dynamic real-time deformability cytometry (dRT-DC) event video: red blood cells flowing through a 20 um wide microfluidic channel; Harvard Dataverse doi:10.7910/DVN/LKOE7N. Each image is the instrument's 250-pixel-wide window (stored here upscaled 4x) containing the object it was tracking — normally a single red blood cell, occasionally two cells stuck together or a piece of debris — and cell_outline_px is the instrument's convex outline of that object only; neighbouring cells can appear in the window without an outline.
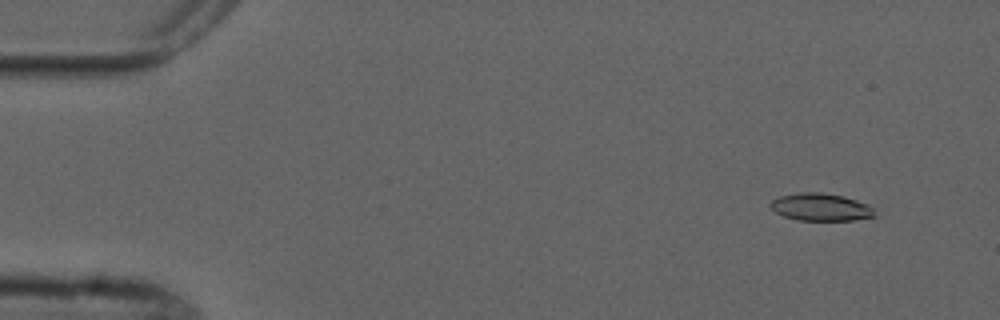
{"species": "common noctule bat (a hibernating species)", "species_latin": "Nyctalus noctula", "temperature_condition": "cold", "stored_images_in_passage": 5, "camera_frame_rate_fps": 3000, "um_per_image_px": 0.085, "animal": {"sex": "male", "forearm_length_mm": 52.5}, "frame": {"image": 1, "passage_image": 2, "time_ms": 1.333, "image_size_px": [1000, 320], "cell_outline_px": [[876, 216], [852, 220], [796, 220], [784, 216], [776, 212], [768, 204], [772, 200], [780, 196], [800, 192], [820, 192], [844, 196], [868, 204], [872, 208]], "centroid_in_image_um": [69.75, 17.6], "position_along_channel_um": 15.2, "area_um2": 16.65}}
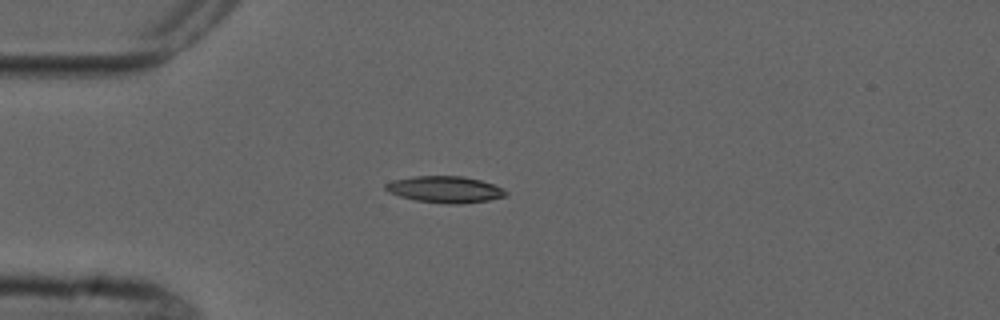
{"frame": {"image": 2, "passage_image": 5, "time_ms": 4.667, "image_size_px": [1000, 320], "cell_outline_px": [[508, 192], [504, 196], [488, 200], [460, 204], [444, 204], [416, 200], [400, 196], [388, 192], [384, 188], [384, 184], [392, 180], [412, 176], [464, 176], [480, 180], [504, 188]], "centroid_in_image_um": [37.8, 16.1], "position_along_channel_um": 47.2, "area_um2": 18.67}}